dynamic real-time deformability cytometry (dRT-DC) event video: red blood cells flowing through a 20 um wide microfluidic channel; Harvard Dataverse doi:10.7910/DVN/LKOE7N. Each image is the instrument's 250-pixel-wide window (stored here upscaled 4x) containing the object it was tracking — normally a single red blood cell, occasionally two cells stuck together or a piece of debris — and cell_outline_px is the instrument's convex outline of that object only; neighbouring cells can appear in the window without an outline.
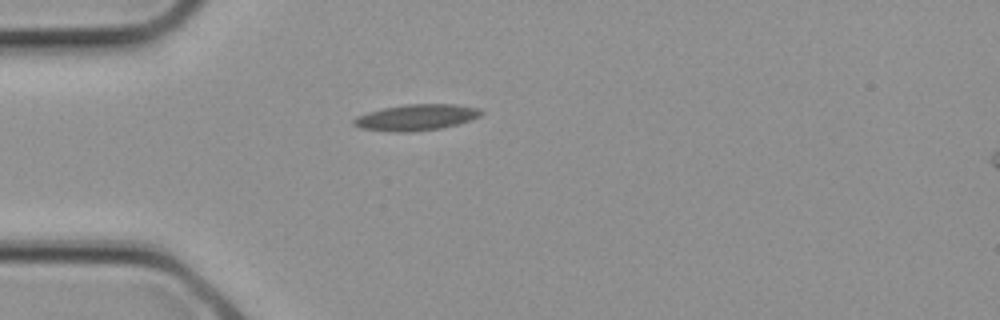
{"species": "common noctule bat (a hibernating species)", "species_latin": "Nyctalus noctula", "temperature_condition": "cold", "stored_images_in_passage": 2, "segment_of_instrument_passage": [1, 2], "camera_frame_rate_fps": 3000, "um_per_image_px": 0.085, "animal": {"sex": "female", "body_mass_g": 21.9}, "frame": {"image": 1, "passage_image": 1, "time_ms": 0.0, "image_size_px": [1000, 320], "cell_outline_px": [[484, 112], [480, 116], [456, 124], [440, 128], [408, 132], [392, 132], [360, 128], [352, 124], [352, 120], [356, 116], [368, 112], [384, 108], [404, 104], [456, 104], [480, 108]], "centroid_in_image_um": [35.35, 9.97], "position_along_channel_um": 49.6, "area_um2": 19.36}}